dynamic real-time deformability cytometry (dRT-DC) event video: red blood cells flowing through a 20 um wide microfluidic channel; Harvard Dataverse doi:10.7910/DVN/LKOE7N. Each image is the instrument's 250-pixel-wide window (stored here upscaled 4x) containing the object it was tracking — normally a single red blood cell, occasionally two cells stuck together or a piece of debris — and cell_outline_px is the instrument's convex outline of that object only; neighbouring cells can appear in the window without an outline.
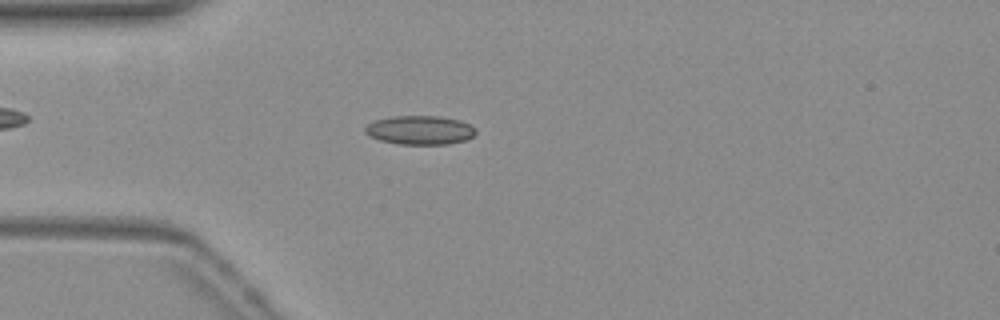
{"species": "common noctule bat (a hibernating species)", "species_latin": "Nyctalus noctula", "temperature_condition": "warm", "stored_images_in_passage": 51, "camera_frame_rate_fps": 3000, "um_per_image_px": 0.085, "animal": {"sex": "female", "body_mass_g": 19.3, "forearm_length_mm": 54.1}, "frame": {"image": 1, "passage_image": 12, "time_ms": 3.667, "image_size_px": [1000, 320], "cell_outline_px": [[476, 132], [472, 136], [464, 140], [448, 144], [396, 144], [380, 140], [364, 132], [364, 128], [368, 124], [376, 120], [396, 116], [436, 116], [460, 120], [476, 128]], "centroid_in_image_um": [35.69, 11.06], "position_along_channel_um": 49.3, "area_um2": 18.44}}
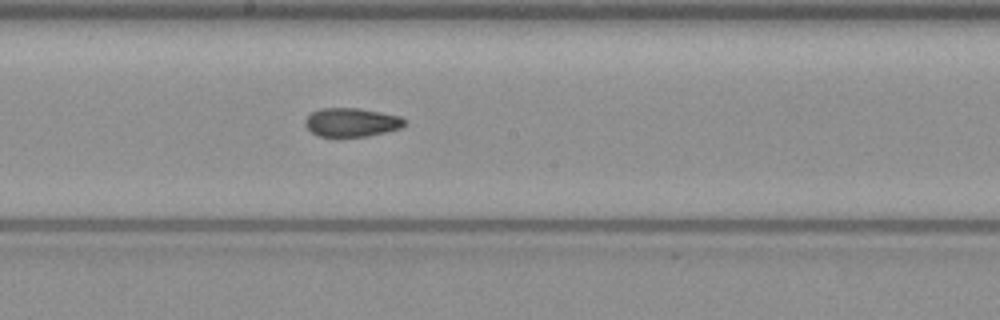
{"frame": {"image": 2, "passage_image": 26, "time_ms": 8.333, "image_size_px": [1000, 320], "cell_outline_px": [[404, 124], [400, 128], [368, 136], [320, 136], [312, 132], [304, 124], [304, 120], [312, 112], [320, 108], [356, 108], [380, 112], [400, 116], [404, 120]], "centroid_in_image_um": [29.85, 10.39], "position_along_channel_um": 218.4, "area_um2": 16.36}}
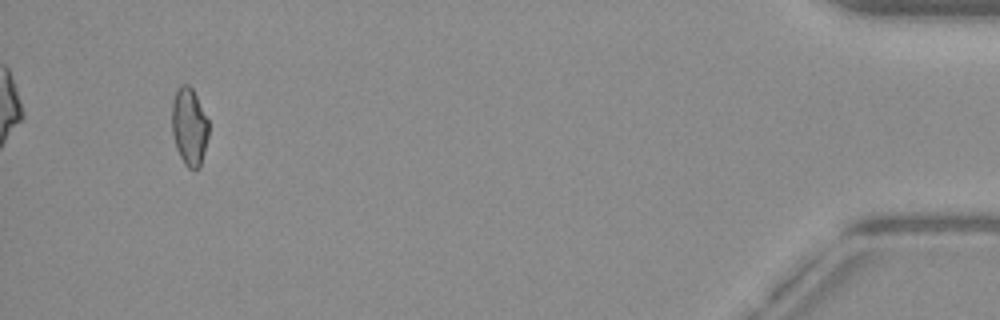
{"frame": {"image": 3, "passage_image": 48, "time_ms": 15.667, "image_size_px": [1000, 320], "cell_outline_px": [[208, 136], [200, 168], [188, 168], [184, 164], [176, 148], [172, 132], [172, 100], [180, 84], [188, 84], [192, 88], [208, 120]], "centroid_in_image_um": [16.08, 10.76], "position_along_channel_um": 419.1, "area_um2": 16.53}, "authors_computed_cell_mechanics": {"area_um2": 16.8776, "velocity_mm_per_s": 3.8444, "shape_relaxation_time_tau1_ms": null, "shape_relaxation_time_tau2_ms": 2.4917, "deformation_change_tau1": null, "deformation_change_tau2": 0.0863}}